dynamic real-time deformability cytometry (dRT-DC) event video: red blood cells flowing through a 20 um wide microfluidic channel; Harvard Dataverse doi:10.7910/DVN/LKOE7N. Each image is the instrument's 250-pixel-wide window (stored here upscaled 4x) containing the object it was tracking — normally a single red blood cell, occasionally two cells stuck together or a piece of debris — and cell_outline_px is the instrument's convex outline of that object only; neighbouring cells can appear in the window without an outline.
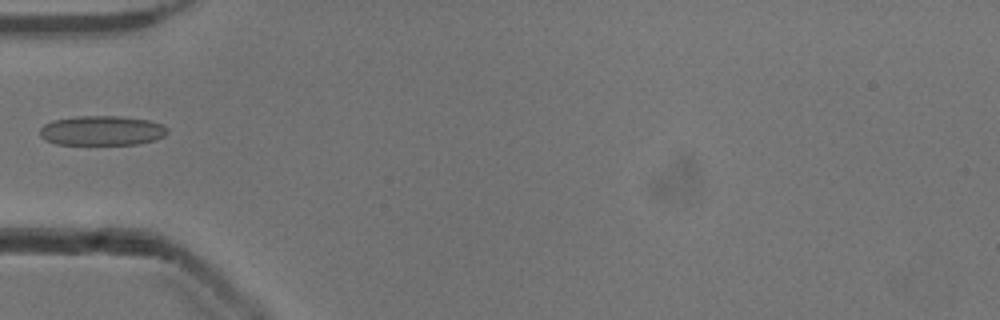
{"species": "common noctule bat (a hibernating species)", "species_latin": "Nyctalus noctula", "temperature_condition": "cold", "stored_images_in_passage": 36, "camera_frame_rate_fps": 3000, "um_per_image_px": 0.085, "animal": {"sex": "male", "body_mass_g": 13.3}, "frame": {"image": 1, "passage_image": 1, "time_ms": 0.0, "image_size_px": [1000, 320], "cell_outline_px": [[168, 132], [164, 136], [156, 140], [136, 144], [56, 144], [44, 140], [40, 136], [40, 128], [44, 124], [52, 120], [76, 116], [120, 116], [148, 120], [160, 124], [168, 128]], "centroid_in_image_um": [8.64, 11.1], "position_along_channel_um": 76.4, "area_um2": 22.14}}
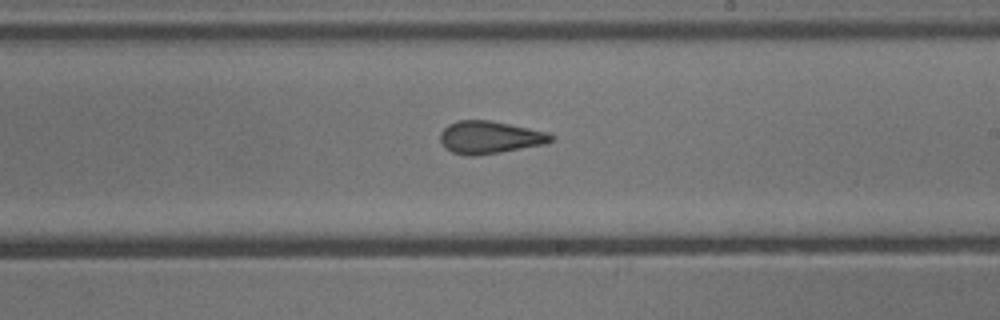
{"frame": {"image": 2, "passage_image": 14, "time_ms": 4.333, "image_size_px": [1000, 320], "cell_outline_px": [[556, 136], [552, 140], [544, 144], [500, 152], [476, 156], [468, 156], [452, 152], [444, 148], [440, 140], [440, 132], [448, 124], [460, 120], [488, 120], [548, 132]], "centroid_in_image_um": [41.6, 11.68], "position_along_channel_um": 247.4, "area_um2": 20.98}}
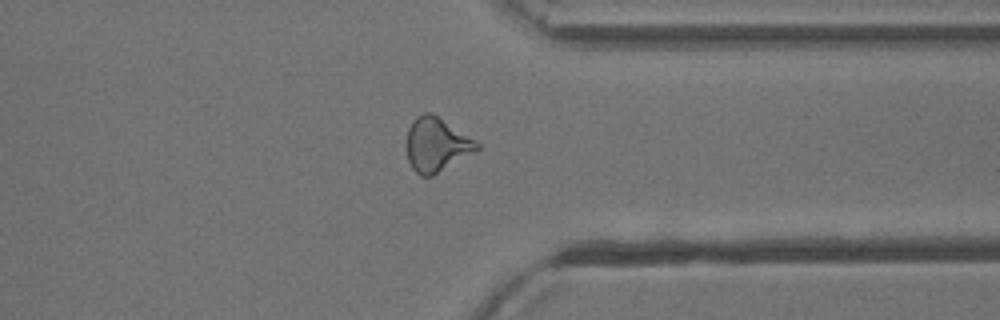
{"frame": {"image": 3, "passage_image": 24, "time_ms": 7.667, "image_size_px": [1000, 320], "cell_outline_px": [[480, 148], [432, 176], [420, 176], [412, 168], [408, 160], [404, 148], [404, 140], [408, 128], [412, 120], [416, 116], [424, 112], [432, 112], [476, 140], [480, 144]], "centroid_in_image_um": [37.03, 12.27], "position_along_channel_um": 374.4, "area_um2": 22.48}}